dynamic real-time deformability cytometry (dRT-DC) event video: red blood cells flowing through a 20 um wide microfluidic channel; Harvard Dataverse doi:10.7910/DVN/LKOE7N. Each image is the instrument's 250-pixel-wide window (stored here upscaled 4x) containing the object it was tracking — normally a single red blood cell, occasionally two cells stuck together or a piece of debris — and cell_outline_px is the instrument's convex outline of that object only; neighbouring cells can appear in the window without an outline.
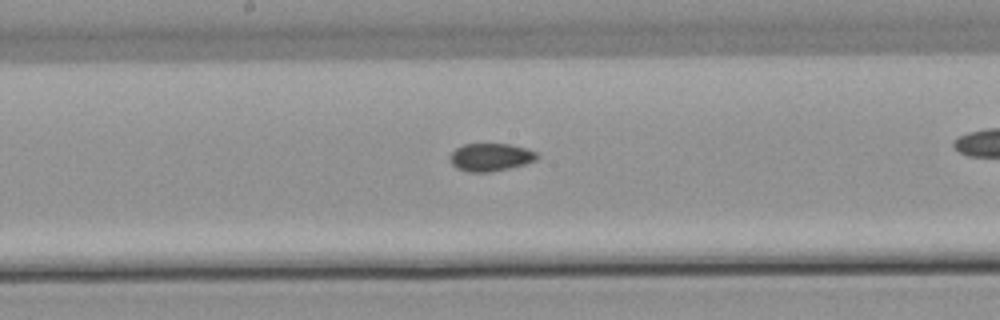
{"species": "common noctule bat (a hibernating species)", "species_latin": "Nyctalus noctula", "temperature_condition": "warm", "stored_images_in_passage": 27, "camera_frame_rate_fps": 3000, "um_per_image_px": 0.085, "animal": {"sex": "male", "body_mass_g": 21.5, "forearm_length_mm": 52.0}, "frame": {"image": 1, "passage_image": 13, "time_ms": 4.0, "image_size_px": [1000, 320], "cell_outline_px": [[540, 156], [536, 160], [524, 164], [492, 172], [468, 172], [456, 168], [448, 160], [448, 156], [456, 148], [464, 144], [508, 144], [524, 148], [536, 152]], "centroid_in_image_um": [41.66, 13.37], "position_along_channel_um": 206.5, "area_um2": 14.16}}